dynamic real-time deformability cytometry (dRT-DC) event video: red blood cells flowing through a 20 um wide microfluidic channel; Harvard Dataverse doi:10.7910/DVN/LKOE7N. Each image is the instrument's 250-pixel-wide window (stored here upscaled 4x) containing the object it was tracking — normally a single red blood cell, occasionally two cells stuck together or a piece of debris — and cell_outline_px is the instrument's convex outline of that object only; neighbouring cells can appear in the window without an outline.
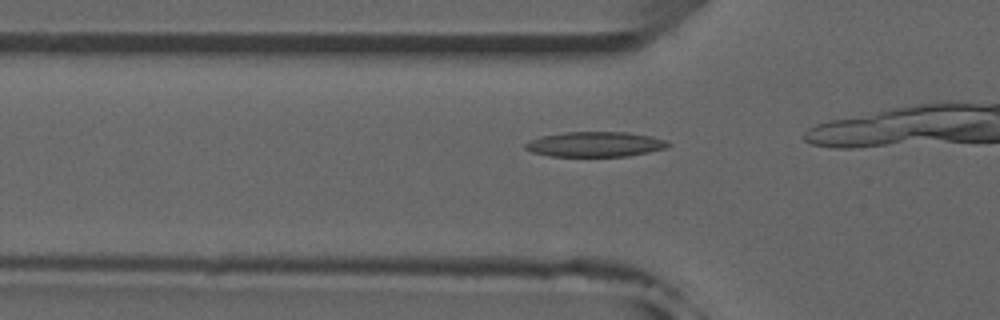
{"species": "common noctule bat (a hibernating species)", "species_latin": "Nyctalus noctula", "temperature_condition": "room temperature", "stored_images_in_passage": 13, "camera_frame_rate_fps": 3000, "um_per_image_px": 0.085, "animal": {"sex": "male", "forearm_length_mm": 52.5}, "frame": {"image": 1, "passage_image": 11, "time_ms": 3.333, "image_size_px": [1000, 320], "cell_outline_px": [[672, 144], [668, 148], [628, 156], [552, 156], [532, 152], [524, 148], [524, 144], [540, 136], [568, 132], [628, 132], [652, 136], [668, 140]], "centroid_in_image_um": [50.65, 12.26], "position_along_channel_um": 75.1, "area_um2": 20.92}}